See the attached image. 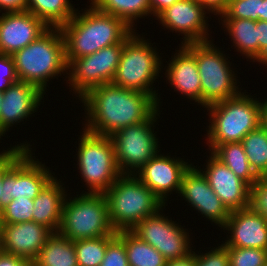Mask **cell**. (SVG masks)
<instances>
[{
	"mask_svg": "<svg viewBox=\"0 0 267 266\" xmlns=\"http://www.w3.org/2000/svg\"><path fill=\"white\" fill-rule=\"evenodd\" d=\"M192 164L182 177L181 189L178 196L183 197L190 207L200 215L214 223L220 229L226 224L230 211L222 203L209 185L206 177Z\"/></svg>",
	"mask_w": 267,
	"mask_h": 266,
	"instance_id": "cell-16",
	"label": "cell"
},
{
	"mask_svg": "<svg viewBox=\"0 0 267 266\" xmlns=\"http://www.w3.org/2000/svg\"><path fill=\"white\" fill-rule=\"evenodd\" d=\"M260 102V121L261 126L267 130V98Z\"/></svg>",
	"mask_w": 267,
	"mask_h": 266,
	"instance_id": "cell-46",
	"label": "cell"
},
{
	"mask_svg": "<svg viewBox=\"0 0 267 266\" xmlns=\"http://www.w3.org/2000/svg\"><path fill=\"white\" fill-rule=\"evenodd\" d=\"M27 0H0V13L26 11Z\"/></svg>",
	"mask_w": 267,
	"mask_h": 266,
	"instance_id": "cell-43",
	"label": "cell"
},
{
	"mask_svg": "<svg viewBox=\"0 0 267 266\" xmlns=\"http://www.w3.org/2000/svg\"><path fill=\"white\" fill-rule=\"evenodd\" d=\"M165 266H195V251L184 258L167 261Z\"/></svg>",
	"mask_w": 267,
	"mask_h": 266,
	"instance_id": "cell-45",
	"label": "cell"
},
{
	"mask_svg": "<svg viewBox=\"0 0 267 266\" xmlns=\"http://www.w3.org/2000/svg\"><path fill=\"white\" fill-rule=\"evenodd\" d=\"M136 31L137 28L123 43L120 62L111 83L151 95L160 108L161 98L158 90H153L156 89L153 84L163 70V60L157 46L153 47L155 42L151 43Z\"/></svg>",
	"mask_w": 267,
	"mask_h": 266,
	"instance_id": "cell-5",
	"label": "cell"
},
{
	"mask_svg": "<svg viewBox=\"0 0 267 266\" xmlns=\"http://www.w3.org/2000/svg\"><path fill=\"white\" fill-rule=\"evenodd\" d=\"M252 170L258 177H267V130L261 125L242 140Z\"/></svg>",
	"mask_w": 267,
	"mask_h": 266,
	"instance_id": "cell-30",
	"label": "cell"
},
{
	"mask_svg": "<svg viewBox=\"0 0 267 266\" xmlns=\"http://www.w3.org/2000/svg\"><path fill=\"white\" fill-rule=\"evenodd\" d=\"M123 44H115L80 58L67 65L69 89L79 100L89 90L111 83L120 62Z\"/></svg>",
	"mask_w": 267,
	"mask_h": 266,
	"instance_id": "cell-12",
	"label": "cell"
},
{
	"mask_svg": "<svg viewBox=\"0 0 267 266\" xmlns=\"http://www.w3.org/2000/svg\"><path fill=\"white\" fill-rule=\"evenodd\" d=\"M117 236L124 242L129 266H165L163 255L132 231H119Z\"/></svg>",
	"mask_w": 267,
	"mask_h": 266,
	"instance_id": "cell-29",
	"label": "cell"
},
{
	"mask_svg": "<svg viewBox=\"0 0 267 266\" xmlns=\"http://www.w3.org/2000/svg\"><path fill=\"white\" fill-rule=\"evenodd\" d=\"M45 93L38 87L18 80L2 92L0 108V133L5 137L10 127H16L24 119L37 112Z\"/></svg>",
	"mask_w": 267,
	"mask_h": 266,
	"instance_id": "cell-18",
	"label": "cell"
},
{
	"mask_svg": "<svg viewBox=\"0 0 267 266\" xmlns=\"http://www.w3.org/2000/svg\"><path fill=\"white\" fill-rule=\"evenodd\" d=\"M230 0H199L201 6L209 13L215 16H221L229 3Z\"/></svg>",
	"mask_w": 267,
	"mask_h": 266,
	"instance_id": "cell-40",
	"label": "cell"
},
{
	"mask_svg": "<svg viewBox=\"0 0 267 266\" xmlns=\"http://www.w3.org/2000/svg\"><path fill=\"white\" fill-rule=\"evenodd\" d=\"M78 140L77 168L87 193L104 194L121 175L115 160V148L109 136L82 128ZM78 150V151H77Z\"/></svg>",
	"mask_w": 267,
	"mask_h": 266,
	"instance_id": "cell-9",
	"label": "cell"
},
{
	"mask_svg": "<svg viewBox=\"0 0 267 266\" xmlns=\"http://www.w3.org/2000/svg\"><path fill=\"white\" fill-rule=\"evenodd\" d=\"M159 114L160 108L146 121L129 125L110 136L115 148L116 164L121 174H135L160 152L159 138L154 131L160 118Z\"/></svg>",
	"mask_w": 267,
	"mask_h": 266,
	"instance_id": "cell-11",
	"label": "cell"
},
{
	"mask_svg": "<svg viewBox=\"0 0 267 266\" xmlns=\"http://www.w3.org/2000/svg\"><path fill=\"white\" fill-rule=\"evenodd\" d=\"M205 168L199 169L222 203L231 211L248 208L250 186L241 180L211 152L207 155Z\"/></svg>",
	"mask_w": 267,
	"mask_h": 266,
	"instance_id": "cell-17",
	"label": "cell"
},
{
	"mask_svg": "<svg viewBox=\"0 0 267 266\" xmlns=\"http://www.w3.org/2000/svg\"><path fill=\"white\" fill-rule=\"evenodd\" d=\"M259 42V64L267 66V21H256ZM267 68V67H266Z\"/></svg>",
	"mask_w": 267,
	"mask_h": 266,
	"instance_id": "cell-39",
	"label": "cell"
},
{
	"mask_svg": "<svg viewBox=\"0 0 267 266\" xmlns=\"http://www.w3.org/2000/svg\"><path fill=\"white\" fill-rule=\"evenodd\" d=\"M267 220V177H259L250 187V205Z\"/></svg>",
	"mask_w": 267,
	"mask_h": 266,
	"instance_id": "cell-37",
	"label": "cell"
},
{
	"mask_svg": "<svg viewBox=\"0 0 267 266\" xmlns=\"http://www.w3.org/2000/svg\"><path fill=\"white\" fill-rule=\"evenodd\" d=\"M259 20L267 21V0H261Z\"/></svg>",
	"mask_w": 267,
	"mask_h": 266,
	"instance_id": "cell-47",
	"label": "cell"
},
{
	"mask_svg": "<svg viewBox=\"0 0 267 266\" xmlns=\"http://www.w3.org/2000/svg\"><path fill=\"white\" fill-rule=\"evenodd\" d=\"M229 266H265L267 250L258 248L226 247Z\"/></svg>",
	"mask_w": 267,
	"mask_h": 266,
	"instance_id": "cell-33",
	"label": "cell"
},
{
	"mask_svg": "<svg viewBox=\"0 0 267 266\" xmlns=\"http://www.w3.org/2000/svg\"><path fill=\"white\" fill-rule=\"evenodd\" d=\"M205 252L207 253L195 252V266H229L227 248L223 244Z\"/></svg>",
	"mask_w": 267,
	"mask_h": 266,
	"instance_id": "cell-35",
	"label": "cell"
},
{
	"mask_svg": "<svg viewBox=\"0 0 267 266\" xmlns=\"http://www.w3.org/2000/svg\"><path fill=\"white\" fill-rule=\"evenodd\" d=\"M100 12L124 20L133 30L139 19L151 16L149 0H90ZM139 18V19H138ZM134 25L136 27H134Z\"/></svg>",
	"mask_w": 267,
	"mask_h": 266,
	"instance_id": "cell-27",
	"label": "cell"
},
{
	"mask_svg": "<svg viewBox=\"0 0 267 266\" xmlns=\"http://www.w3.org/2000/svg\"><path fill=\"white\" fill-rule=\"evenodd\" d=\"M36 266H78L73 241L59 233H53L41 248Z\"/></svg>",
	"mask_w": 267,
	"mask_h": 266,
	"instance_id": "cell-25",
	"label": "cell"
},
{
	"mask_svg": "<svg viewBox=\"0 0 267 266\" xmlns=\"http://www.w3.org/2000/svg\"><path fill=\"white\" fill-rule=\"evenodd\" d=\"M18 80L12 55L0 54V91L4 92Z\"/></svg>",
	"mask_w": 267,
	"mask_h": 266,
	"instance_id": "cell-38",
	"label": "cell"
},
{
	"mask_svg": "<svg viewBox=\"0 0 267 266\" xmlns=\"http://www.w3.org/2000/svg\"><path fill=\"white\" fill-rule=\"evenodd\" d=\"M54 176L33 199L34 209L32 221L49 228L53 233H58L60 228L63 205L68 191L63 180ZM61 180V181H60Z\"/></svg>",
	"mask_w": 267,
	"mask_h": 266,
	"instance_id": "cell-23",
	"label": "cell"
},
{
	"mask_svg": "<svg viewBox=\"0 0 267 266\" xmlns=\"http://www.w3.org/2000/svg\"><path fill=\"white\" fill-rule=\"evenodd\" d=\"M209 14L198 1L195 0H179L172 6L165 8L160 12L155 20L164 29L170 32L178 33L183 36L181 45L189 43H204L213 40L208 28ZM208 19V21H207ZM211 38V39H210Z\"/></svg>",
	"mask_w": 267,
	"mask_h": 266,
	"instance_id": "cell-14",
	"label": "cell"
},
{
	"mask_svg": "<svg viewBox=\"0 0 267 266\" xmlns=\"http://www.w3.org/2000/svg\"><path fill=\"white\" fill-rule=\"evenodd\" d=\"M165 208L162 207L155 214L140 221L131 231L158 250L166 261L184 258L195 250L192 249L194 247L190 231L183 228L185 226L180 225L181 223L165 216Z\"/></svg>",
	"mask_w": 267,
	"mask_h": 266,
	"instance_id": "cell-13",
	"label": "cell"
},
{
	"mask_svg": "<svg viewBox=\"0 0 267 266\" xmlns=\"http://www.w3.org/2000/svg\"><path fill=\"white\" fill-rule=\"evenodd\" d=\"M247 93V94H246ZM210 119L206 132L208 151L223 143L242 142L261 125L259 98L246 90L239 95L205 107Z\"/></svg>",
	"mask_w": 267,
	"mask_h": 266,
	"instance_id": "cell-4",
	"label": "cell"
},
{
	"mask_svg": "<svg viewBox=\"0 0 267 266\" xmlns=\"http://www.w3.org/2000/svg\"><path fill=\"white\" fill-rule=\"evenodd\" d=\"M79 101L85 111L83 128L109 137L129 125L146 121L159 108L151 95L112 83L89 90Z\"/></svg>",
	"mask_w": 267,
	"mask_h": 266,
	"instance_id": "cell-1",
	"label": "cell"
},
{
	"mask_svg": "<svg viewBox=\"0 0 267 266\" xmlns=\"http://www.w3.org/2000/svg\"><path fill=\"white\" fill-rule=\"evenodd\" d=\"M0 266H36L34 260L22 259L0 250Z\"/></svg>",
	"mask_w": 267,
	"mask_h": 266,
	"instance_id": "cell-41",
	"label": "cell"
},
{
	"mask_svg": "<svg viewBox=\"0 0 267 266\" xmlns=\"http://www.w3.org/2000/svg\"><path fill=\"white\" fill-rule=\"evenodd\" d=\"M221 229L230 234L226 236L225 241H222L225 247L267 250V220L250 206L231 211L226 224Z\"/></svg>",
	"mask_w": 267,
	"mask_h": 266,
	"instance_id": "cell-21",
	"label": "cell"
},
{
	"mask_svg": "<svg viewBox=\"0 0 267 266\" xmlns=\"http://www.w3.org/2000/svg\"><path fill=\"white\" fill-rule=\"evenodd\" d=\"M189 43L184 45L196 58L201 81V106L205 108L213 103L231 99L243 89L239 84L232 61L222 48L213 43ZM222 50V51H221ZM232 67V68H231ZM238 81V82H237Z\"/></svg>",
	"mask_w": 267,
	"mask_h": 266,
	"instance_id": "cell-8",
	"label": "cell"
},
{
	"mask_svg": "<svg viewBox=\"0 0 267 266\" xmlns=\"http://www.w3.org/2000/svg\"><path fill=\"white\" fill-rule=\"evenodd\" d=\"M12 57L18 79L35 85L45 94L51 79L62 75L67 79L65 43L60 28H49Z\"/></svg>",
	"mask_w": 267,
	"mask_h": 266,
	"instance_id": "cell-3",
	"label": "cell"
},
{
	"mask_svg": "<svg viewBox=\"0 0 267 266\" xmlns=\"http://www.w3.org/2000/svg\"><path fill=\"white\" fill-rule=\"evenodd\" d=\"M114 237L101 236L73 241L78 266H100L107 250V244Z\"/></svg>",
	"mask_w": 267,
	"mask_h": 266,
	"instance_id": "cell-31",
	"label": "cell"
},
{
	"mask_svg": "<svg viewBox=\"0 0 267 266\" xmlns=\"http://www.w3.org/2000/svg\"><path fill=\"white\" fill-rule=\"evenodd\" d=\"M70 0H27L26 11L34 14L49 28H60L76 14Z\"/></svg>",
	"mask_w": 267,
	"mask_h": 266,
	"instance_id": "cell-26",
	"label": "cell"
},
{
	"mask_svg": "<svg viewBox=\"0 0 267 266\" xmlns=\"http://www.w3.org/2000/svg\"><path fill=\"white\" fill-rule=\"evenodd\" d=\"M100 266H129L124 242L117 235L107 244Z\"/></svg>",
	"mask_w": 267,
	"mask_h": 266,
	"instance_id": "cell-36",
	"label": "cell"
},
{
	"mask_svg": "<svg viewBox=\"0 0 267 266\" xmlns=\"http://www.w3.org/2000/svg\"><path fill=\"white\" fill-rule=\"evenodd\" d=\"M34 201L29 198L12 199L0 214V224H17L32 221Z\"/></svg>",
	"mask_w": 267,
	"mask_h": 266,
	"instance_id": "cell-32",
	"label": "cell"
},
{
	"mask_svg": "<svg viewBox=\"0 0 267 266\" xmlns=\"http://www.w3.org/2000/svg\"><path fill=\"white\" fill-rule=\"evenodd\" d=\"M261 0H230L220 18L259 20Z\"/></svg>",
	"mask_w": 267,
	"mask_h": 266,
	"instance_id": "cell-34",
	"label": "cell"
},
{
	"mask_svg": "<svg viewBox=\"0 0 267 266\" xmlns=\"http://www.w3.org/2000/svg\"><path fill=\"white\" fill-rule=\"evenodd\" d=\"M1 137H4L1 133H0V140H2L3 138ZM10 148L8 147L6 150H4V148L2 149L3 151L0 152V156L4 155Z\"/></svg>",
	"mask_w": 267,
	"mask_h": 266,
	"instance_id": "cell-48",
	"label": "cell"
},
{
	"mask_svg": "<svg viewBox=\"0 0 267 266\" xmlns=\"http://www.w3.org/2000/svg\"><path fill=\"white\" fill-rule=\"evenodd\" d=\"M70 197H66L63 205L60 235L71 241L117 235L104 194L83 190Z\"/></svg>",
	"mask_w": 267,
	"mask_h": 266,
	"instance_id": "cell-7",
	"label": "cell"
},
{
	"mask_svg": "<svg viewBox=\"0 0 267 266\" xmlns=\"http://www.w3.org/2000/svg\"><path fill=\"white\" fill-rule=\"evenodd\" d=\"M211 153L250 187L258 180L259 177L251 168L242 142L217 145Z\"/></svg>",
	"mask_w": 267,
	"mask_h": 266,
	"instance_id": "cell-28",
	"label": "cell"
},
{
	"mask_svg": "<svg viewBox=\"0 0 267 266\" xmlns=\"http://www.w3.org/2000/svg\"><path fill=\"white\" fill-rule=\"evenodd\" d=\"M2 156H0V214H1V195L2 182L5 174L12 168V147Z\"/></svg>",
	"mask_w": 267,
	"mask_h": 266,
	"instance_id": "cell-42",
	"label": "cell"
},
{
	"mask_svg": "<svg viewBox=\"0 0 267 266\" xmlns=\"http://www.w3.org/2000/svg\"><path fill=\"white\" fill-rule=\"evenodd\" d=\"M0 15V54L13 55L49 29L28 11L3 12Z\"/></svg>",
	"mask_w": 267,
	"mask_h": 266,
	"instance_id": "cell-20",
	"label": "cell"
},
{
	"mask_svg": "<svg viewBox=\"0 0 267 266\" xmlns=\"http://www.w3.org/2000/svg\"><path fill=\"white\" fill-rule=\"evenodd\" d=\"M176 53L164 67L165 78L175 92L181 93L189 101L201 106V81L195 56L183 45L179 44Z\"/></svg>",
	"mask_w": 267,
	"mask_h": 266,
	"instance_id": "cell-22",
	"label": "cell"
},
{
	"mask_svg": "<svg viewBox=\"0 0 267 266\" xmlns=\"http://www.w3.org/2000/svg\"><path fill=\"white\" fill-rule=\"evenodd\" d=\"M31 146L24 141L12 147V168L2 182L1 213L12 199L27 197L33 200L55 175L45 162L33 156Z\"/></svg>",
	"mask_w": 267,
	"mask_h": 266,
	"instance_id": "cell-10",
	"label": "cell"
},
{
	"mask_svg": "<svg viewBox=\"0 0 267 266\" xmlns=\"http://www.w3.org/2000/svg\"><path fill=\"white\" fill-rule=\"evenodd\" d=\"M52 234L49 228L34 221L0 224V250L22 259L35 260Z\"/></svg>",
	"mask_w": 267,
	"mask_h": 266,
	"instance_id": "cell-19",
	"label": "cell"
},
{
	"mask_svg": "<svg viewBox=\"0 0 267 266\" xmlns=\"http://www.w3.org/2000/svg\"><path fill=\"white\" fill-rule=\"evenodd\" d=\"M104 196L116 232L131 231L140 221L167 206L134 174H121Z\"/></svg>",
	"mask_w": 267,
	"mask_h": 266,
	"instance_id": "cell-6",
	"label": "cell"
},
{
	"mask_svg": "<svg viewBox=\"0 0 267 266\" xmlns=\"http://www.w3.org/2000/svg\"><path fill=\"white\" fill-rule=\"evenodd\" d=\"M177 1L179 0H149L151 15L156 17L165 8L172 6Z\"/></svg>",
	"mask_w": 267,
	"mask_h": 266,
	"instance_id": "cell-44",
	"label": "cell"
},
{
	"mask_svg": "<svg viewBox=\"0 0 267 266\" xmlns=\"http://www.w3.org/2000/svg\"><path fill=\"white\" fill-rule=\"evenodd\" d=\"M217 22L222 24L223 31L229 35L232 44L242 57L249 62L259 63V42L256 21L250 19L219 18ZM221 21V22H220ZM221 23V24H220ZM252 60V61H251Z\"/></svg>",
	"mask_w": 267,
	"mask_h": 266,
	"instance_id": "cell-24",
	"label": "cell"
},
{
	"mask_svg": "<svg viewBox=\"0 0 267 266\" xmlns=\"http://www.w3.org/2000/svg\"><path fill=\"white\" fill-rule=\"evenodd\" d=\"M89 4V8L78 9L70 21L60 27L67 65L73 59L93 54L102 48L123 44L135 31L124 20L100 12Z\"/></svg>",
	"mask_w": 267,
	"mask_h": 266,
	"instance_id": "cell-2",
	"label": "cell"
},
{
	"mask_svg": "<svg viewBox=\"0 0 267 266\" xmlns=\"http://www.w3.org/2000/svg\"><path fill=\"white\" fill-rule=\"evenodd\" d=\"M1 103H2V92L0 91V108H1Z\"/></svg>",
	"mask_w": 267,
	"mask_h": 266,
	"instance_id": "cell-49",
	"label": "cell"
},
{
	"mask_svg": "<svg viewBox=\"0 0 267 266\" xmlns=\"http://www.w3.org/2000/svg\"><path fill=\"white\" fill-rule=\"evenodd\" d=\"M193 163L184 158L157 153L134 175L167 204L168 197L180 193L182 177Z\"/></svg>",
	"mask_w": 267,
	"mask_h": 266,
	"instance_id": "cell-15",
	"label": "cell"
}]
</instances>
